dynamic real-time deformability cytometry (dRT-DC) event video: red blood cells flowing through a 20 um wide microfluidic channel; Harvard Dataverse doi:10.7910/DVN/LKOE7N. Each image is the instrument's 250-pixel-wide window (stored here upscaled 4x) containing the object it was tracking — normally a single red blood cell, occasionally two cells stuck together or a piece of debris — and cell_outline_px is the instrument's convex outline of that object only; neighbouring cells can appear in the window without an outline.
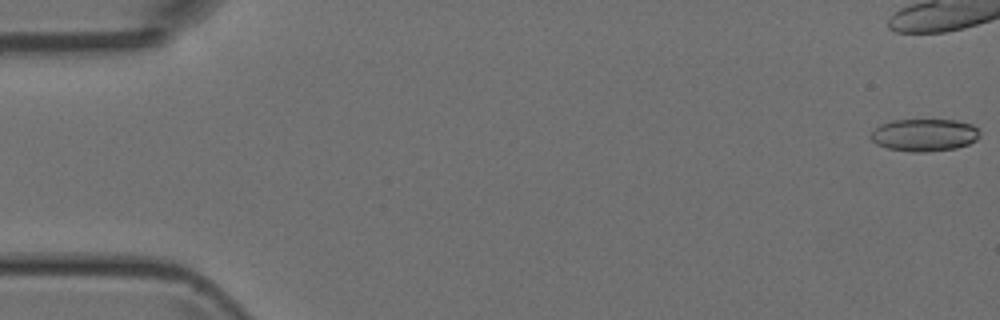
{"species": "Egyptian fruit bat (a non-hibernating species)", "species_latin": "Rousettus aegyptiacus", "temperature_condition": "room temperature", "stored_images_in_passage": 4, "camera_frame_rate_fps": 3000, "um_per_image_px": 0.085, "animal": {"sex": "female"}, "frame": {"image": 1, "passage_image": 1, "time_ms": 0.0, "image_size_px": [1000, 320], "cell_outline_px": [[980, 136], [976, 140], [968, 144], [956, 148], [924, 152], [912, 152], [888, 148], [876, 144], [868, 136], [880, 124], [892, 120], [956, 120], [972, 124], [980, 132]], "centroid_in_image_um": [78.56, 11.47], "position_along_channel_um": 6.4, "area_um2": 20.63}}